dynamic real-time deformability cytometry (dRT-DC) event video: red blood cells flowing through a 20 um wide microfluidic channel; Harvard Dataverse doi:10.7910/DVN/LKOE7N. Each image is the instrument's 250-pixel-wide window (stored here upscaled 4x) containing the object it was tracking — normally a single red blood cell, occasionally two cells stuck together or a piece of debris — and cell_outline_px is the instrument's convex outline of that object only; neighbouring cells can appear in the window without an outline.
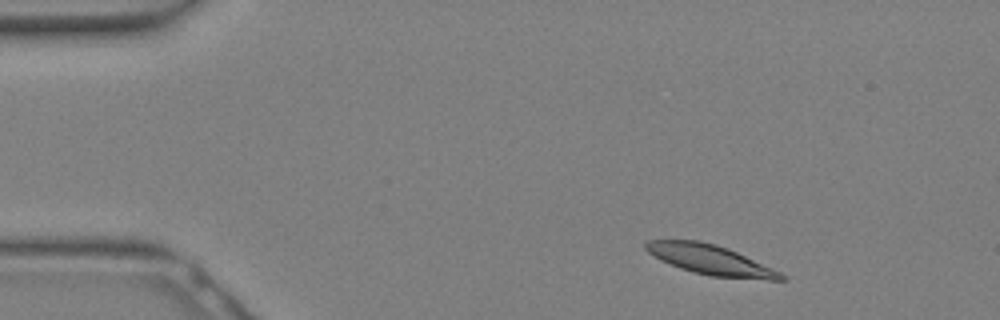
{"species": "Egyptian fruit bat (a non-hibernating species)", "species_latin": "Rousettus aegyptiacus", "temperature_condition": "warm", "stored_images_in_passage": 12, "camera_frame_rate_fps": 3000, "um_per_image_px": 0.085, "animal": {"sex": "female"}, "frame": {"image": 1, "passage_image": 3, "time_ms": 0.667, "image_size_px": [1000, 320], "cell_outline_px": [[788, 280], [768, 280], [712, 276], [692, 272], [680, 268], [660, 260], [648, 252], [644, 248], [644, 240], [700, 240], [716, 244], [728, 248], [772, 268], [780, 272]], "centroid_in_image_um": [60.35, 22.07], "position_along_channel_um": 24.6, "area_um2": 23.52}}
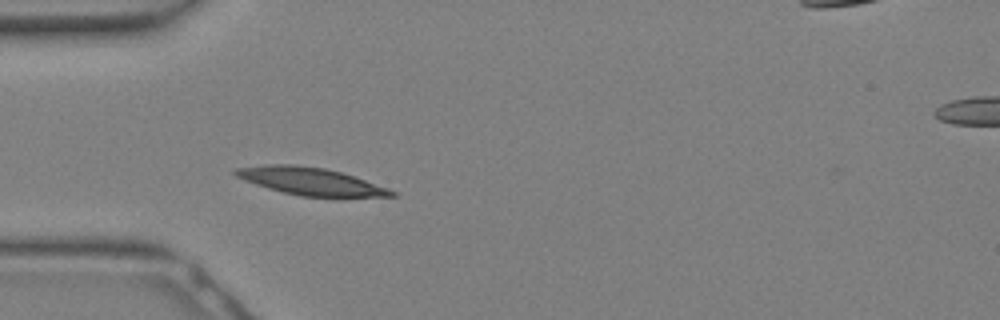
{"frame": {"image": 2, "passage_image": 8, "time_ms": 2.333, "image_size_px": [1000, 320], "cell_outline_px": [[396, 196], [300, 196], [268, 188], [244, 180], [236, 176], [232, 172], [236, 168], [264, 164], [296, 164], [324, 168], [340, 172], [388, 188], [396, 192]], "centroid_in_image_um": [26.33, 15.39], "position_along_channel_um": 58.7, "area_um2": 24.51}}
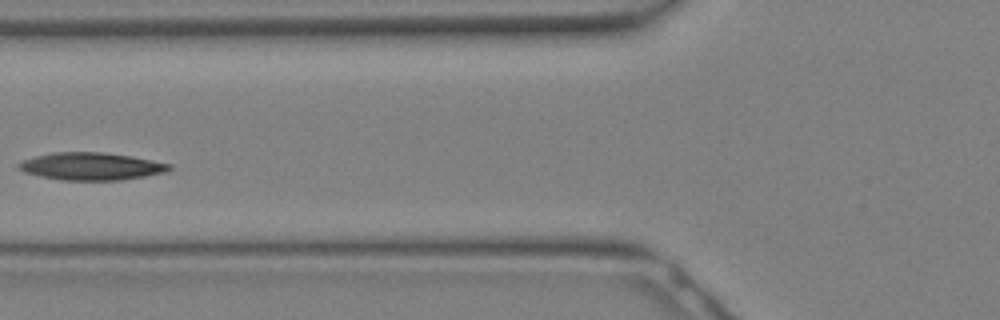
{"frame": {"image": 3, "passage_image": 11, "time_ms": 3.333, "image_size_px": [1000, 320], "cell_outline_px": [[172, 168], [164, 172], [144, 176], [120, 180], [60, 180], [40, 176], [24, 172], [16, 168], [16, 164], [24, 160], [36, 156], [52, 152], [104, 152], [132, 156], [172, 164]], "centroid_in_image_um": [7.73, 14.13], "position_along_channel_um": 118.1, "area_um2": 24.16}}